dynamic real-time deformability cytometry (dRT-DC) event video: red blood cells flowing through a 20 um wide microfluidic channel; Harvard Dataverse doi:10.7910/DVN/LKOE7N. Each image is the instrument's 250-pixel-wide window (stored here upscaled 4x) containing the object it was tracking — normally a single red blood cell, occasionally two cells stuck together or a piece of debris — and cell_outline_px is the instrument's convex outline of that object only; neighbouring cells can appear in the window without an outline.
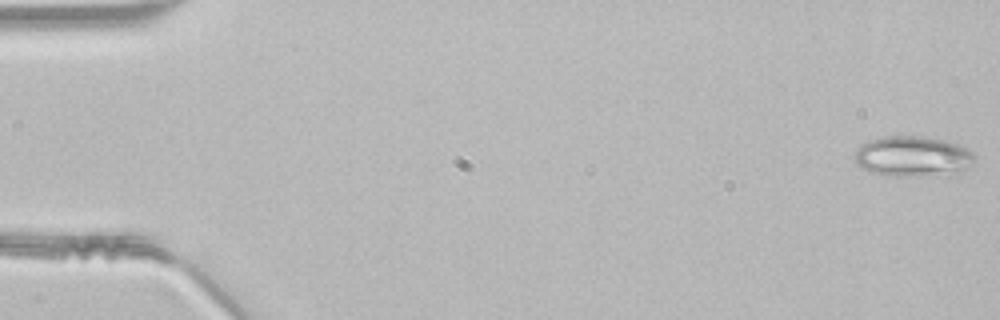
{"species": "common noctule bat (a hibernating species)", "species_latin": "Nyctalus noctula", "temperature_condition": "room temperature", "stored_images_in_passage": 48, "segment_of_instrument_passage": [1, 2], "camera_frame_rate_fps": 3000, "um_per_image_px": 0.085, "animal": {"sex": "male", "body_mass_g": 21.5, "forearm_length_mm": 52.0}, "frame": {"image": 1, "passage_image": 1, "time_ms": 0.0, "image_size_px": [1000, 320], "cell_outline_px": [[976, 160], [972, 164], [956, 172], [896, 176], [872, 172], [856, 164], [856, 152], [860, 144], [868, 140], [884, 136], [920, 136], [944, 140], [956, 144], [972, 152], [976, 156]], "centroid_in_image_um": [77.55, 13.25], "position_along_channel_um": 7.4, "area_um2": 27.51}}
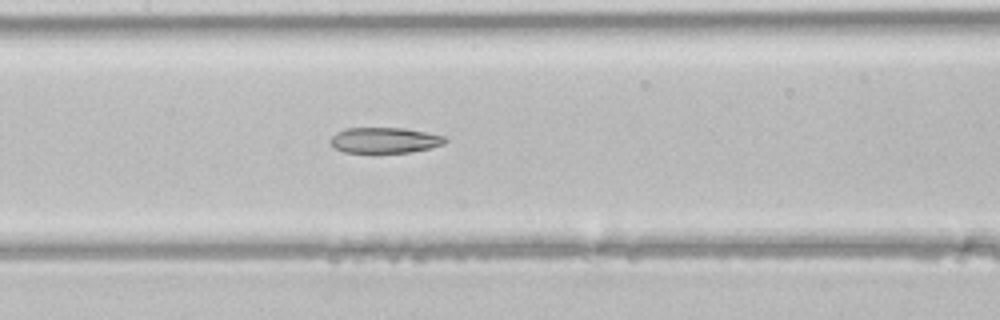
{"frame": {"image": 2, "passage_image": 23, "time_ms": 7.333, "image_size_px": [1000, 320], "cell_outline_px": [[448, 140], [444, 144], [432, 148], [408, 152], [372, 156], [344, 152], [332, 148], [328, 144], [328, 140], [336, 132], [344, 128], [404, 128], [444, 136]], "centroid_in_image_um": [32.59, 11.98], "position_along_channel_um": 174.8, "area_um2": 18.21}}
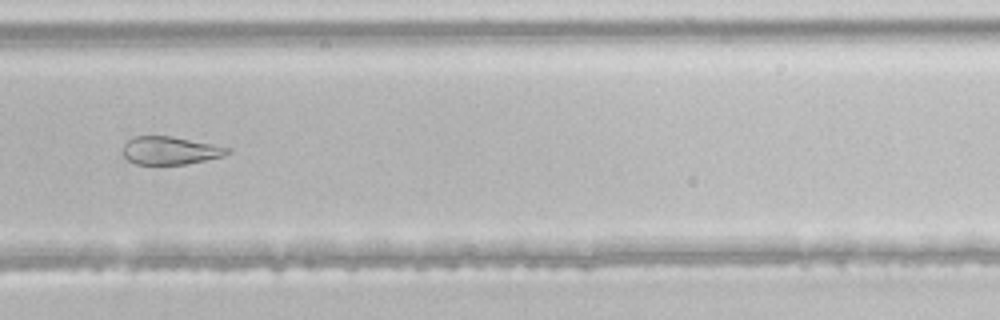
{"frame": {"image": 3, "passage_image": 33, "time_ms": 10.667, "image_size_px": [1000, 320], "cell_outline_px": [[232, 152], [224, 156], [184, 164], [136, 164], [128, 160], [124, 156], [124, 144], [128, 140], [136, 136], [172, 136], [232, 148]], "centroid_in_image_um": [14.5, 12.79], "position_along_channel_um": 315.3, "area_um2": 16.94}}